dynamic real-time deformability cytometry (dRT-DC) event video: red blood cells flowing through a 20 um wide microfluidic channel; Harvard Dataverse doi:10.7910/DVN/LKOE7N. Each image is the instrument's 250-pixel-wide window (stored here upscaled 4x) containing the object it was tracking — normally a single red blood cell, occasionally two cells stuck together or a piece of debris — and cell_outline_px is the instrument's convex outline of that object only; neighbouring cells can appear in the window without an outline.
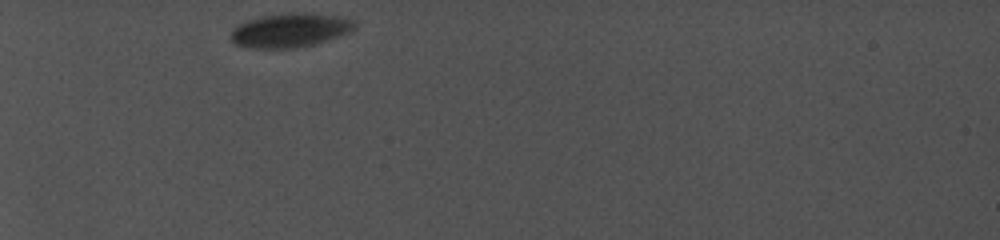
{"species": "common noctule bat (a hibernating species)", "species_latin": "Nyctalus noctula", "temperature_condition": "cold", "stored_images_in_passage": 44, "camera_frame_rate_fps": 5000, "um_per_image_px": 0.085, "animal": {"sex": "female", "body_mass_g": 19.0, "forearm_length_mm": 56.7}, "frame": {"image": 1, "passage_image": 1, "time_ms": 0.0, "image_size_px": [1000, 240], "cell_outline_px": [[356, 28], [348, 32], [328, 40], [316, 44], [296, 48], [256, 48], [236, 44], [228, 36], [240, 24], [248, 20], [260, 16], [288, 12], [292, 12], [336, 16], [356, 20]], "centroid_in_image_um": [24.68, 2.57], "position_along_channel_um": 60.3, "area_um2": 24.39}}
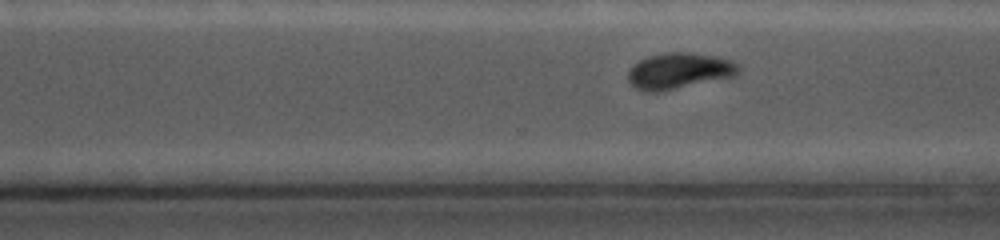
{"frame": {"image": 2, "passage_image": 32, "time_ms": 7.6, "image_size_px": [1000, 240], "cell_outline_px": [[740, 68], [732, 76], [660, 92], [644, 92], [636, 88], [628, 80], [628, 72], [632, 64], [648, 56], [664, 52], [692, 52], [712, 56], [728, 60], [740, 64]], "centroid_in_image_um": [57.65, 6.02], "position_along_channel_um": 312.9, "area_um2": 23.0}}
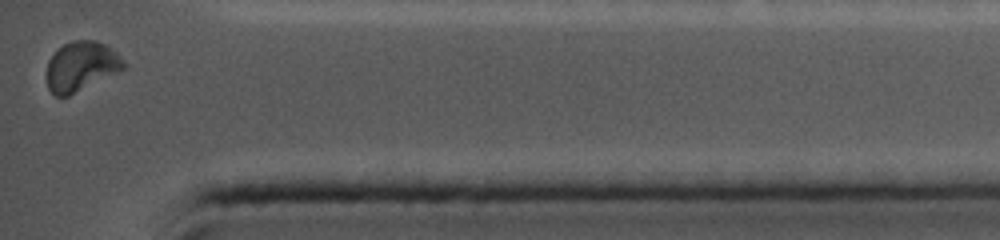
{"frame": {"image": 3, "passage_image": 44, "time_ms": 10.6, "image_size_px": [1000, 240], "cell_outline_px": [[128, 68], [68, 96], [56, 96], [48, 88], [48, 60], [64, 44], [72, 40], [96, 40], [112, 48], [128, 64]], "centroid_in_image_um": [6.97, 5.63], "position_along_channel_um": 428.2, "area_um2": 22.25}, "authors_computed_cell_mechanics": {"area_um2": 24.2471, "velocity_mm_per_s": 3.9068, "shape_relaxation_time_tau1_ms": 1.6218, "shape_relaxation_time_tau2_ms": 5.7843, "deformation_change_tau1": 0.0667, "deformation_change_tau2": 0.0736}}